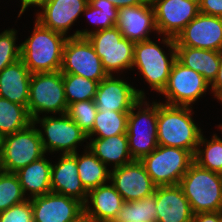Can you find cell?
Returning a JSON list of instances; mask_svg holds the SVG:
<instances>
[{
	"label": "cell",
	"instance_id": "60d3db41",
	"mask_svg": "<svg viewBox=\"0 0 222 222\" xmlns=\"http://www.w3.org/2000/svg\"><path fill=\"white\" fill-rule=\"evenodd\" d=\"M113 3L116 8L137 6L146 3L148 0H108Z\"/></svg>",
	"mask_w": 222,
	"mask_h": 222
},
{
	"label": "cell",
	"instance_id": "83f0119b",
	"mask_svg": "<svg viewBox=\"0 0 222 222\" xmlns=\"http://www.w3.org/2000/svg\"><path fill=\"white\" fill-rule=\"evenodd\" d=\"M83 14L94 24L95 29L76 30L72 37H87L92 32L116 26L118 20V8L108 0H89Z\"/></svg>",
	"mask_w": 222,
	"mask_h": 222
},
{
	"label": "cell",
	"instance_id": "ffe728a7",
	"mask_svg": "<svg viewBox=\"0 0 222 222\" xmlns=\"http://www.w3.org/2000/svg\"><path fill=\"white\" fill-rule=\"evenodd\" d=\"M58 163L51 168V191L73 197L85 204L88 191L84 188L77 169V152L60 155Z\"/></svg>",
	"mask_w": 222,
	"mask_h": 222
},
{
	"label": "cell",
	"instance_id": "cb8c5ba5",
	"mask_svg": "<svg viewBox=\"0 0 222 222\" xmlns=\"http://www.w3.org/2000/svg\"><path fill=\"white\" fill-rule=\"evenodd\" d=\"M88 139V148L106 166L111 164L115 169L133 161L126 133L108 138Z\"/></svg>",
	"mask_w": 222,
	"mask_h": 222
},
{
	"label": "cell",
	"instance_id": "484cf974",
	"mask_svg": "<svg viewBox=\"0 0 222 222\" xmlns=\"http://www.w3.org/2000/svg\"><path fill=\"white\" fill-rule=\"evenodd\" d=\"M176 59L201 74L209 84L215 79L220 63L219 51L187 46H176Z\"/></svg>",
	"mask_w": 222,
	"mask_h": 222
},
{
	"label": "cell",
	"instance_id": "b9f144b4",
	"mask_svg": "<svg viewBox=\"0 0 222 222\" xmlns=\"http://www.w3.org/2000/svg\"><path fill=\"white\" fill-rule=\"evenodd\" d=\"M43 0H20L21 2V9L18 14V18L26 11V9L30 6H37L39 3H41Z\"/></svg>",
	"mask_w": 222,
	"mask_h": 222
},
{
	"label": "cell",
	"instance_id": "5bb4252c",
	"mask_svg": "<svg viewBox=\"0 0 222 222\" xmlns=\"http://www.w3.org/2000/svg\"><path fill=\"white\" fill-rule=\"evenodd\" d=\"M110 181L125 202L148 197L157 187L140 160L110 170Z\"/></svg>",
	"mask_w": 222,
	"mask_h": 222
},
{
	"label": "cell",
	"instance_id": "44dd1931",
	"mask_svg": "<svg viewBox=\"0 0 222 222\" xmlns=\"http://www.w3.org/2000/svg\"><path fill=\"white\" fill-rule=\"evenodd\" d=\"M157 222H192L194 213L179 185L155 189Z\"/></svg>",
	"mask_w": 222,
	"mask_h": 222
},
{
	"label": "cell",
	"instance_id": "6da1fadb",
	"mask_svg": "<svg viewBox=\"0 0 222 222\" xmlns=\"http://www.w3.org/2000/svg\"><path fill=\"white\" fill-rule=\"evenodd\" d=\"M192 107L158 102V145L196 152L202 129L194 123Z\"/></svg>",
	"mask_w": 222,
	"mask_h": 222
},
{
	"label": "cell",
	"instance_id": "f35d334b",
	"mask_svg": "<svg viewBox=\"0 0 222 222\" xmlns=\"http://www.w3.org/2000/svg\"><path fill=\"white\" fill-rule=\"evenodd\" d=\"M220 63L217 75L213 82L210 84V91L214 97H218L222 93V49L219 51Z\"/></svg>",
	"mask_w": 222,
	"mask_h": 222
},
{
	"label": "cell",
	"instance_id": "4fadbf2b",
	"mask_svg": "<svg viewBox=\"0 0 222 222\" xmlns=\"http://www.w3.org/2000/svg\"><path fill=\"white\" fill-rule=\"evenodd\" d=\"M158 34L176 38L199 12V0H150Z\"/></svg>",
	"mask_w": 222,
	"mask_h": 222
},
{
	"label": "cell",
	"instance_id": "f1b7e54d",
	"mask_svg": "<svg viewBox=\"0 0 222 222\" xmlns=\"http://www.w3.org/2000/svg\"><path fill=\"white\" fill-rule=\"evenodd\" d=\"M33 123L25 106L0 97V139Z\"/></svg>",
	"mask_w": 222,
	"mask_h": 222
},
{
	"label": "cell",
	"instance_id": "7bdbcfd3",
	"mask_svg": "<svg viewBox=\"0 0 222 222\" xmlns=\"http://www.w3.org/2000/svg\"><path fill=\"white\" fill-rule=\"evenodd\" d=\"M71 222H96V221L93 218H91L85 211H83Z\"/></svg>",
	"mask_w": 222,
	"mask_h": 222
},
{
	"label": "cell",
	"instance_id": "f546056e",
	"mask_svg": "<svg viewBox=\"0 0 222 222\" xmlns=\"http://www.w3.org/2000/svg\"><path fill=\"white\" fill-rule=\"evenodd\" d=\"M130 111H97L92 130L88 138H108L127 132V119ZM98 135V136H97Z\"/></svg>",
	"mask_w": 222,
	"mask_h": 222
},
{
	"label": "cell",
	"instance_id": "bcb514c9",
	"mask_svg": "<svg viewBox=\"0 0 222 222\" xmlns=\"http://www.w3.org/2000/svg\"><path fill=\"white\" fill-rule=\"evenodd\" d=\"M220 220L222 222V210L220 211Z\"/></svg>",
	"mask_w": 222,
	"mask_h": 222
},
{
	"label": "cell",
	"instance_id": "e575fe53",
	"mask_svg": "<svg viewBox=\"0 0 222 222\" xmlns=\"http://www.w3.org/2000/svg\"><path fill=\"white\" fill-rule=\"evenodd\" d=\"M97 111L94 100H87L69 104L66 114L88 134L93 128Z\"/></svg>",
	"mask_w": 222,
	"mask_h": 222
},
{
	"label": "cell",
	"instance_id": "7402d4cb",
	"mask_svg": "<svg viewBox=\"0 0 222 222\" xmlns=\"http://www.w3.org/2000/svg\"><path fill=\"white\" fill-rule=\"evenodd\" d=\"M124 202L114 185L106 183L88 192L83 207L96 222H114Z\"/></svg>",
	"mask_w": 222,
	"mask_h": 222
},
{
	"label": "cell",
	"instance_id": "52a82bcc",
	"mask_svg": "<svg viewBox=\"0 0 222 222\" xmlns=\"http://www.w3.org/2000/svg\"><path fill=\"white\" fill-rule=\"evenodd\" d=\"M36 126L31 123L27 128L0 139V169L2 171L15 173L45 156Z\"/></svg>",
	"mask_w": 222,
	"mask_h": 222
},
{
	"label": "cell",
	"instance_id": "d4e9b609",
	"mask_svg": "<svg viewBox=\"0 0 222 222\" xmlns=\"http://www.w3.org/2000/svg\"><path fill=\"white\" fill-rule=\"evenodd\" d=\"M45 157L46 156H43L41 159L31 162L15 172L25 196H27V192L29 193L28 199L52 192V162H49Z\"/></svg>",
	"mask_w": 222,
	"mask_h": 222
},
{
	"label": "cell",
	"instance_id": "836d02e7",
	"mask_svg": "<svg viewBox=\"0 0 222 222\" xmlns=\"http://www.w3.org/2000/svg\"><path fill=\"white\" fill-rule=\"evenodd\" d=\"M15 173L0 171V212L27 200Z\"/></svg>",
	"mask_w": 222,
	"mask_h": 222
},
{
	"label": "cell",
	"instance_id": "9a60e30c",
	"mask_svg": "<svg viewBox=\"0 0 222 222\" xmlns=\"http://www.w3.org/2000/svg\"><path fill=\"white\" fill-rule=\"evenodd\" d=\"M176 46L222 49V17L199 13L175 38Z\"/></svg>",
	"mask_w": 222,
	"mask_h": 222
},
{
	"label": "cell",
	"instance_id": "7a4b0ae2",
	"mask_svg": "<svg viewBox=\"0 0 222 222\" xmlns=\"http://www.w3.org/2000/svg\"><path fill=\"white\" fill-rule=\"evenodd\" d=\"M68 37L35 20L31 36L20 44L21 60L31 73L60 71Z\"/></svg>",
	"mask_w": 222,
	"mask_h": 222
},
{
	"label": "cell",
	"instance_id": "d6a6232c",
	"mask_svg": "<svg viewBox=\"0 0 222 222\" xmlns=\"http://www.w3.org/2000/svg\"><path fill=\"white\" fill-rule=\"evenodd\" d=\"M67 104L94 100L99 82L75 74L62 73Z\"/></svg>",
	"mask_w": 222,
	"mask_h": 222
},
{
	"label": "cell",
	"instance_id": "8d00e7d4",
	"mask_svg": "<svg viewBox=\"0 0 222 222\" xmlns=\"http://www.w3.org/2000/svg\"><path fill=\"white\" fill-rule=\"evenodd\" d=\"M0 222H34L31 200L27 199L0 212Z\"/></svg>",
	"mask_w": 222,
	"mask_h": 222
},
{
	"label": "cell",
	"instance_id": "d6986e66",
	"mask_svg": "<svg viewBox=\"0 0 222 222\" xmlns=\"http://www.w3.org/2000/svg\"><path fill=\"white\" fill-rule=\"evenodd\" d=\"M116 27L124 38L134 43L150 40L149 34L152 31L157 33L151 1L148 0L137 6L119 8Z\"/></svg>",
	"mask_w": 222,
	"mask_h": 222
},
{
	"label": "cell",
	"instance_id": "2e32d148",
	"mask_svg": "<svg viewBox=\"0 0 222 222\" xmlns=\"http://www.w3.org/2000/svg\"><path fill=\"white\" fill-rule=\"evenodd\" d=\"M115 77L108 75L99 82L94 98L98 111H130L140 98H145L144 91Z\"/></svg>",
	"mask_w": 222,
	"mask_h": 222
},
{
	"label": "cell",
	"instance_id": "d590c367",
	"mask_svg": "<svg viewBox=\"0 0 222 222\" xmlns=\"http://www.w3.org/2000/svg\"><path fill=\"white\" fill-rule=\"evenodd\" d=\"M17 30L6 29L0 33V72L19 59H21V47L16 45Z\"/></svg>",
	"mask_w": 222,
	"mask_h": 222
},
{
	"label": "cell",
	"instance_id": "4316f807",
	"mask_svg": "<svg viewBox=\"0 0 222 222\" xmlns=\"http://www.w3.org/2000/svg\"><path fill=\"white\" fill-rule=\"evenodd\" d=\"M84 153L78 154L77 169L84 188L89 192L110 181V170L85 146Z\"/></svg>",
	"mask_w": 222,
	"mask_h": 222
},
{
	"label": "cell",
	"instance_id": "ab89813d",
	"mask_svg": "<svg viewBox=\"0 0 222 222\" xmlns=\"http://www.w3.org/2000/svg\"><path fill=\"white\" fill-rule=\"evenodd\" d=\"M192 222H221L220 211L196 213Z\"/></svg>",
	"mask_w": 222,
	"mask_h": 222
},
{
	"label": "cell",
	"instance_id": "7c38bea8",
	"mask_svg": "<svg viewBox=\"0 0 222 222\" xmlns=\"http://www.w3.org/2000/svg\"><path fill=\"white\" fill-rule=\"evenodd\" d=\"M207 89L210 84L201 74L176 59L161 94L166 98L165 104L191 107L203 94L206 95Z\"/></svg>",
	"mask_w": 222,
	"mask_h": 222
},
{
	"label": "cell",
	"instance_id": "3957f363",
	"mask_svg": "<svg viewBox=\"0 0 222 222\" xmlns=\"http://www.w3.org/2000/svg\"><path fill=\"white\" fill-rule=\"evenodd\" d=\"M162 43L169 48L170 56L151 39L136 42L132 64V69L137 67L149 87L160 94L167 85L171 68L176 60L175 38L163 36Z\"/></svg>",
	"mask_w": 222,
	"mask_h": 222
},
{
	"label": "cell",
	"instance_id": "30bf717a",
	"mask_svg": "<svg viewBox=\"0 0 222 222\" xmlns=\"http://www.w3.org/2000/svg\"><path fill=\"white\" fill-rule=\"evenodd\" d=\"M87 38L108 75L132 69L135 43L124 38L116 26L92 32Z\"/></svg>",
	"mask_w": 222,
	"mask_h": 222
},
{
	"label": "cell",
	"instance_id": "ee69618b",
	"mask_svg": "<svg viewBox=\"0 0 222 222\" xmlns=\"http://www.w3.org/2000/svg\"><path fill=\"white\" fill-rule=\"evenodd\" d=\"M216 99H218L220 102H222V93Z\"/></svg>",
	"mask_w": 222,
	"mask_h": 222
},
{
	"label": "cell",
	"instance_id": "9c48e42d",
	"mask_svg": "<svg viewBox=\"0 0 222 222\" xmlns=\"http://www.w3.org/2000/svg\"><path fill=\"white\" fill-rule=\"evenodd\" d=\"M33 124H40L38 129L45 153L61 151L62 155L77 152V145L87 141V134L67 115L39 116ZM83 141V142H82Z\"/></svg>",
	"mask_w": 222,
	"mask_h": 222
},
{
	"label": "cell",
	"instance_id": "e0dca14e",
	"mask_svg": "<svg viewBox=\"0 0 222 222\" xmlns=\"http://www.w3.org/2000/svg\"><path fill=\"white\" fill-rule=\"evenodd\" d=\"M30 200L34 222H71L84 211L78 199L53 192Z\"/></svg>",
	"mask_w": 222,
	"mask_h": 222
},
{
	"label": "cell",
	"instance_id": "1f68e13d",
	"mask_svg": "<svg viewBox=\"0 0 222 222\" xmlns=\"http://www.w3.org/2000/svg\"><path fill=\"white\" fill-rule=\"evenodd\" d=\"M201 146L204 149H201ZM194 162L201 168L222 174V139L214 134L211 140L201 134L199 144L193 156Z\"/></svg>",
	"mask_w": 222,
	"mask_h": 222
},
{
	"label": "cell",
	"instance_id": "ac0fdd59",
	"mask_svg": "<svg viewBox=\"0 0 222 222\" xmlns=\"http://www.w3.org/2000/svg\"><path fill=\"white\" fill-rule=\"evenodd\" d=\"M88 2L89 0H43L37 5L42 11L37 13L36 20L44 27L67 36Z\"/></svg>",
	"mask_w": 222,
	"mask_h": 222
},
{
	"label": "cell",
	"instance_id": "ba28073f",
	"mask_svg": "<svg viewBox=\"0 0 222 222\" xmlns=\"http://www.w3.org/2000/svg\"><path fill=\"white\" fill-rule=\"evenodd\" d=\"M140 161L158 187L179 185L181 178L194 162V158L188 150L158 145Z\"/></svg>",
	"mask_w": 222,
	"mask_h": 222
},
{
	"label": "cell",
	"instance_id": "5b68a950",
	"mask_svg": "<svg viewBox=\"0 0 222 222\" xmlns=\"http://www.w3.org/2000/svg\"><path fill=\"white\" fill-rule=\"evenodd\" d=\"M145 100L140 98L128 114L126 134L133 160H141L158 147V102L154 101L150 105Z\"/></svg>",
	"mask_w": 222,
	"mask_h": 222
},
{
	"label": "cell",
	"instance_id": "74e56055",
	"mask_svg": "<svg viewBox=\"0 0 222 222\" xmlns=\"http://www.w3.org/2000/svg\"><path fill=\"white\" fill-rule=\"evenodd\" d=\"M199 12L222 17V0H199Z\"/></svg>",
	"mask_w": 222,
	"mask_h": 222
},
{
	"label": "cell",
	"instance_id": "8fae6325",
	"mask_svg": "<svg viewBox=\"0 0 222 222\" xmlns=\"http://www.w3.org/2000/svg\"><path fill=\"white\" fill-rule=\"evenodd\" d=\"M68 36L63 49L61 73L75 74L97 82L106 78L108 74L88 38Z\"/></svg>",
	"mask_w": 222,
	"mask_h": 222
},
{
	"label": "cell",
	"instance_id": "8992f818",
	"mask_svg": "<svg viewBox=\"0 0 222 222\" xmlns=\"http://www.w3.org/2000/svg\"><path fill=\"white\" fill-rule=\"evenodd\" d=\"M67 108L61 71L32 73L27 106L32 121L40 113L66 114Z\"/></svg>",
	"mask_w": 222,
	"mask_h": 222
},
{
	"label": "cell",
	"instance_id": "277c9868",
	"mask_svg": "<svg viewBox=\"0 0 222 222\" xmlns=\"http://www.w3.org/2000/svg\"><path fill=\"white\" fill-rule=\"evenodd\" d=\"M179 186L194 214L222 210V174L201 168L193 162Z\"/></svg>",
	"mask_w": 222,
	"mask_h": 222
},
{
	"label": "cell",
	"instance_id": "f6af8a7d",
	"mask_svg": "<svg viewBox=\"0 0 222 222\" xmlns=\"http://www.w3.org/2000/svg\"><path fill=\"white\" fill-rule=\"evenodd\" d=\"M218 128H220L221 132H222V124L218 125Z\"/></svg>",
	"mask_w": 222,
	"mask_h": 222
},
{
	"label": "cell",
	"instance_id": "4dcf8cb0",
	"mask_svg": "<svg viewBox=\"0 0 222 222\" xmlns=\"http://www.w3.org/2000/svg\"><path fill=\"white\" fill-rule=\"evenodd\" d=\"M114 222H157L155 193L140 200L124 202Z\"/></svg>",
	"mask_w": 222,
	"mask_h": 222
},
{
	"label": "cell",
	"instance_id": "603a6c76",
	"mask_svg": "<svg viewBox=\"0 0 222 222\" xmlns=\"http://www.w3.org/2000/svg\"><path fill=\"white\" fill-rule=\"evenodd\" d=\"M32 73L19 59L0 72V97L27 108Z\"/></svg>",
	"mask_w": 222,
	"mask_h": 222
}]
</instances>
